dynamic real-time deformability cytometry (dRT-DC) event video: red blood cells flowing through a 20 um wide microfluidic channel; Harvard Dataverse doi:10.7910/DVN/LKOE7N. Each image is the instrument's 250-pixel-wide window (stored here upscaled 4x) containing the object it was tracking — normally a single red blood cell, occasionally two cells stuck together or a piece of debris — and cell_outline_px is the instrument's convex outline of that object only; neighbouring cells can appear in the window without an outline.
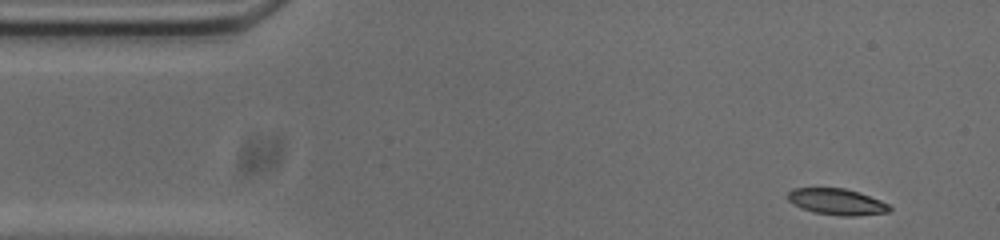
{"species": "common noctule bat (a hibernating species)", "species_latin": "Nyctalus noctula", "temperature_condition": "cold", "stored_images_in_passage": 50, "camera_frame_rate_fps": 3000, "um_per_image_px": 0.085, "animal": {"sex": "male", "body_mass_g": 20.0, "forearm_length_mm": 53.3}, "frame": {"image": 1, "passage_image": 1, "time_ms": 0.0, "image_size_px": [1000, 240], "cell_outline_px": [[892, 208], [888, 212], [856, 216], [844, 216], [812, 212], [800, 208], [788, 200], [788, 192], [792, 188], [844, 188], [860, 192], [880, 200], [888, 204]], "centroid_in_image_um": [71.13, 17.15], "position_along_channel_um": 13.9, "area_um2": 15.61}}
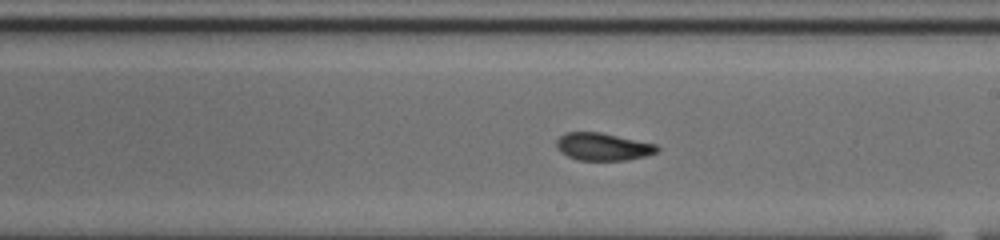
{"frame": {"image": 2, "passage_image": 26, "time_ms": 8.333, "image_size_px": [1000, 240], "cell_outline_px": [[660, 152], [628, 160], [580, 160], [568, 156], [560, 152], [556, 148], [556, 140], [564, 132], [600, 132], [656, 144], [660, 148]], "centroid_in_image_um": [51.25, 12.47], "position_along_channel_um": 237.7, "area_um2": 16.24}}
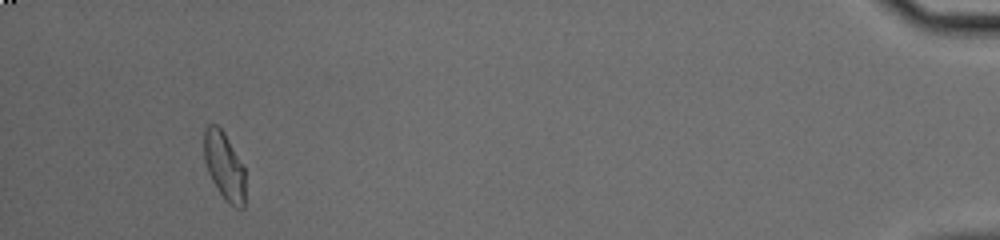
{"frame": {"image": 3, "passage_image": 47, "time_ms": 15.333, "image_size_px": [1000, 240], "cell_outline_px": [[244, 208], [236, 208], [220, 192], [212, 180], [208, 172], [204, 160], [204, 128], [208, 124], [216, 124], [224, 132], [244, 168]], "centroid_in_image_um": [19.04, 14.06], "position_along_channel_um": 416.2, "area_um2": 15.9}, "authors_computed_cell_mechanics": {"area_um2": 16.4152, "velocity_mm_per_s": 3.7375, "shape_relaxation_time_tau1_ms": null, "shape_relaxation_time_tau2_ms": 2.1145, "deformation_change_tau1": null, "deformation_change_tau2": 0.0634}}